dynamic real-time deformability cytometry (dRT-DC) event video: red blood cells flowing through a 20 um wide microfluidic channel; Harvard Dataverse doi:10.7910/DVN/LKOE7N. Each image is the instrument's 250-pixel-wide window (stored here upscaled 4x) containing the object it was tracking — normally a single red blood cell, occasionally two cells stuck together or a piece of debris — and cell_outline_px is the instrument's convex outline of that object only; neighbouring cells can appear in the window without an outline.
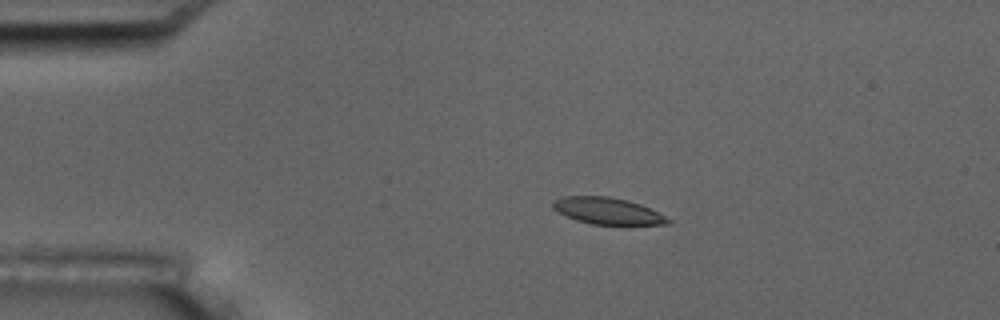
{"species": "common noctule bat (a hibernating species)", "species_latin": "Nyctalus noctula", "temperature_condition": "room temperature", "stored_images_in_passage": 5, "camera_frame_rate_fps": 3000, "um_per_image_px": 0.085, "animal": {"sex": "male", "body_mass_g": 17.5, "forearm_length_mm": 52.3}, "frame": {"image": 1, "passage_image": 4, "time_ms": 1.0, "image_size_px": [1000, 320], "cell_outline_px": [[672, 224], [592, 224], [576, 220], [552, 208], [552, 200], [564, 196], [608, 196], [628, 200], [640, 204], [672, 220]], "centroid_in_image_um": [51.62, 17.92], "position_along_channel_um": 33.4, "area_um2": 17.63}}